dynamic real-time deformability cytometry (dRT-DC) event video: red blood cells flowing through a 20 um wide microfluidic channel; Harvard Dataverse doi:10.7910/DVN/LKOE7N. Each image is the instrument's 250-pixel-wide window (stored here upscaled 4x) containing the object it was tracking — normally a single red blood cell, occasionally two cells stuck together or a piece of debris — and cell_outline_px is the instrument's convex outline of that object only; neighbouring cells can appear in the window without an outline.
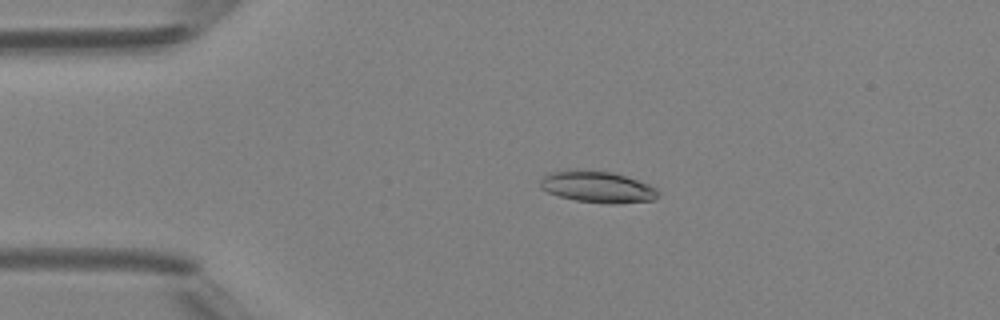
{"species": "Egyptian fruit bat (a non-hibernating species)", "species_latin": "Rousettus aegyptiacus", "temperature_condition": "room temperature", "stored_images_in_passage": 49, "camera_frame_rate_fps": 3000, "um_per_image_px": 0.085, "animal": {"sex": "female"}, "frame": {"image": 1, "passage_image": 11, "time_ms": 3.333, "image_size_px": [1000, 320], "cell_outline_px": [[660, 192], [652, 200], [616, 204], [612, 204], [576, 200], [560, 196], [548, 192], [540, 188], [540, 180], [544, 176], [552, 172], [568, 168], [612, 172], [648, 184], [656, 188]], "centroid_in_image_um": [50.75, 15.87], "position_along_channel_um": 34.3, "area_um2": 21.56}}
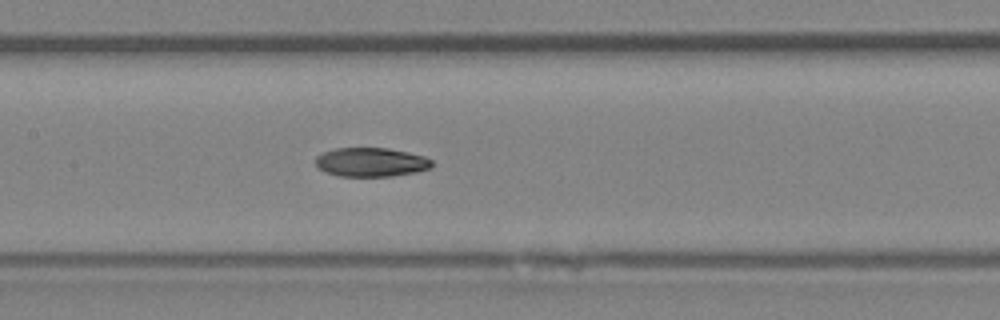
{"frame": {"image": 2, "passage_image": 24, "time_ms": 7.667, "image_size_px": [1000, 320], "cell_outline_px": [[432, 164], [428, 168], [416, 172], [392, 176], [340, 176], [324, 172], [316, 164], [316, 156], [324, 152], [336, 148], [388, 148], [408, 152], [424, 156], [432, 160]], "centroid_in_image_um": [31.53, 13.78], "position_along_channel_um": 175.9, "area_um2": 19.54}}
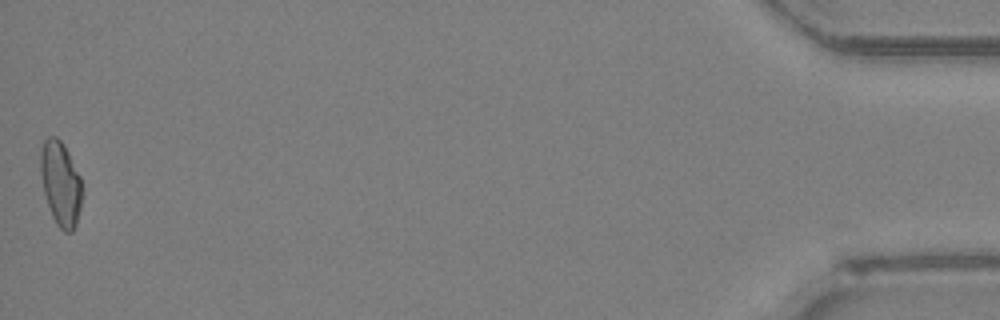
{"frame": {"image": 3, "passage_image": 49, "time_ms": 16.0, "image_size_px": [1000, 320], "cell_outline_px": [[80, 208], [76, 224], [72, 232], [64, 232], [56, 224], [52, 216], [44, 192], [40, 172], [40, 152], [44, 140], [48, 136], [56, 136], [60, 140], [68, 152], [80, 176]], "centroid_in_image_um": [5.13, 15.59], "position_along_channel_um": 430.1, "area_um2": 20.11}, "authors_computed_cell_mechanics": {"area_um2": 20.23, "velocity_mm_per_s": 4.2268, "shape_relaxation_time_tau1_ms": 4.8542, "shape_relaxation_time_tau2_ms": 6.8425, "deformation_change_tau1": 0.1819, "deformation_change_tau2": 0.1472}}